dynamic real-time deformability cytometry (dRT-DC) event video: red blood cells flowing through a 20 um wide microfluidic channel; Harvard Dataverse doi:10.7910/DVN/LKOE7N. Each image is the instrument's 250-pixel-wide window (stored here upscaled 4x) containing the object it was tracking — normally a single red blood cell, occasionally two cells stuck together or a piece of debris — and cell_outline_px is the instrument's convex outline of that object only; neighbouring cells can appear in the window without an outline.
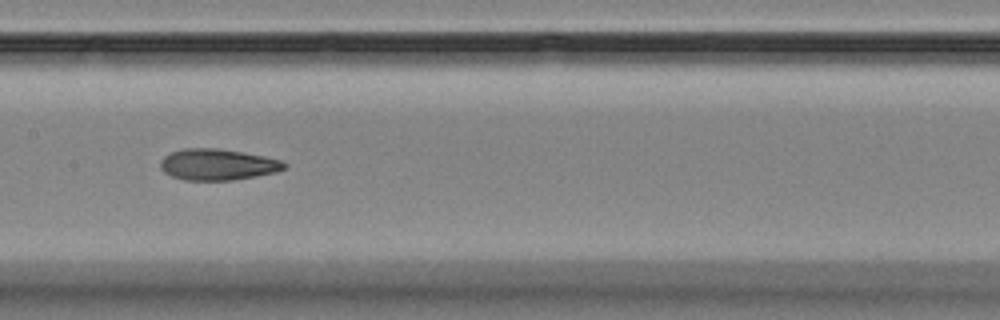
{"species": "Egyptian fruit bat (a non-hibernating species)", "species_latin": "Rousettus aegyptiacus", "temperature_condition": "room temperature", "stored_images_in_passage": 15, "camera_frame_rate_fps": 3000, "um_per_image_px": 0.085, "animal": {"sex": "female"}, "frame": {"image": 1, "passage_image": 7, "time_ms": 7.333, "image_size_px": [1000, 320], "cell_outline_px": [[288, 164], [284, 168], [276, 172], [256, 176], [232, 180], [184, 180], [172, 176], [164, 172], [160, 168], [160, 160], [164, 156], [172, 152], [184, 148], [216, 148], [264, 156], [280, 160]], "centroid_in_image_um": [18.47, 13.99], "position_along_channel_um": 188.9, "area_um2": 22.43}}
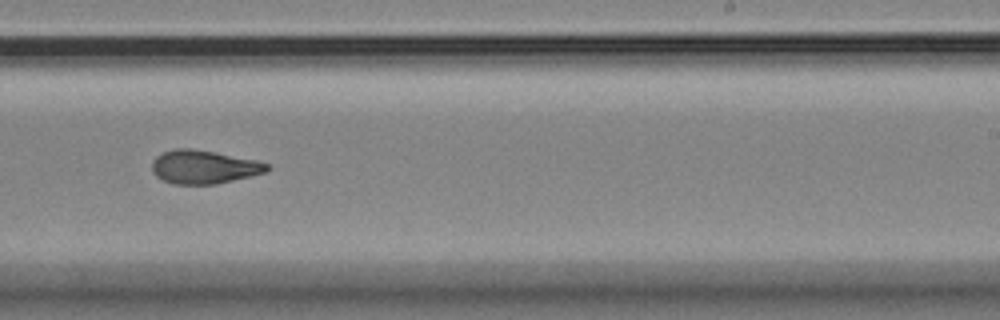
{"frame": {"image": 2, "passage_image": 9, "time_ms": 9.667, "image_size_px": [1000, 320], "cell_outline_px": [[272, 168], [264, 172], [252, 176], [216, 184], [172, 184], [156, 176], [152, 172], [152, 160], [156, 156], [164, 152], [176, 148], [192, 148], [256, 160], [268, 164]], "centroid_in_image_um": [17.31, 14.19], "position_along_channel_um": 271.7, "area_um2": 22.43}}
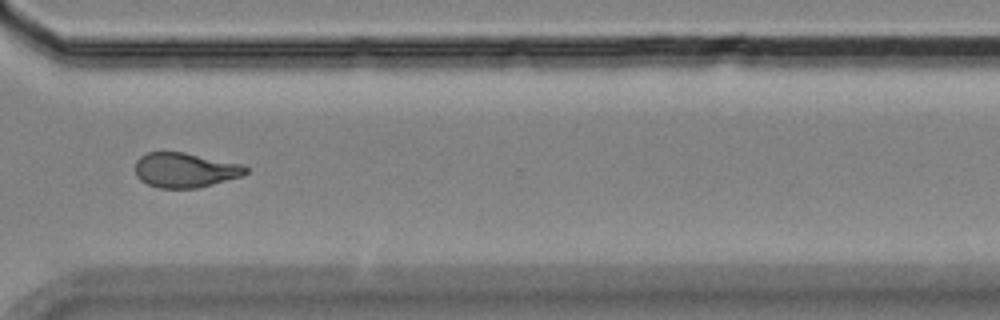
{"frame": {"image": 3, "passage_image": 11, "time_ms": 12.0, "image_size_px": [1000, 320], "cell_outline_px": [[248, 172], [240, 176], [212, 184], [196, 188], [160, 188], [148, 184], [140, 180], [136, 176], [136, 160], [140, 156], [148, 152], [184, 152], [240, 164], [248, 168]], "centroid_in_image_um": [15.69, 14.45], "position_along_channel_um": 354.9, "area_um2": 22.14}, "authors_computed_cell_mechanics": {"area_um2": 22.5998, "velocity_mm_per_s": 3.5667, "shape_relaxation_time_tau1_ms": 4.9305, "shape_relaxation_time_tau2_ms": 1.7466, "deformation_change_tau1": 0.14, "deformation_change_tau2": 0.0656}}